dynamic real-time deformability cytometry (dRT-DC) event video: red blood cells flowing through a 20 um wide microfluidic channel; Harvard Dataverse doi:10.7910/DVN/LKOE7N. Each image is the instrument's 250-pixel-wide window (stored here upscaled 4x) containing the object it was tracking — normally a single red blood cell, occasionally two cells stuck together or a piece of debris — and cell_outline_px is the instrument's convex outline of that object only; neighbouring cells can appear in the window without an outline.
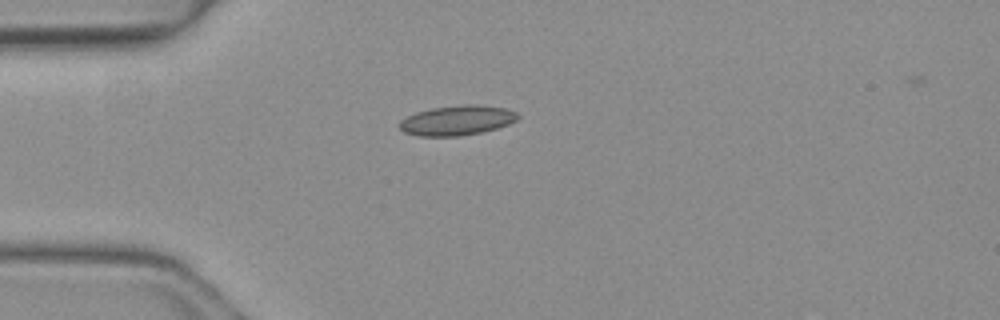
{"species": "common noctule bat (a hibernating species)", "species_latin": "Nyctalus noctula", "temperature_condition": "warm", "stored_images_in_passage": 28, "camera_frame_rate_fps": 3000, "um_per_image_px": 0.085, "animal": {"sex": "female", "body_mass_g": 19.3, "forearm_length_mm": 54.1}, "frame": {"image": 1, "passage_image": 1, "time_ms": 0.0, "image_size_px": [1000, 320], "cell_outline_px": [[520, 116], [516, 120], [508, 124], [484, 132], [460, 136], [420, 136], [404, 132], [400, 128], [400, 120], [416, 112], [432, 108], [464, 104], [480, 104], [504, 108], [516, 112]], "centroid_in_image_um": [38.86, 10.23], "position_along_channel_um": 46.1, "area_um2": 20.58}}
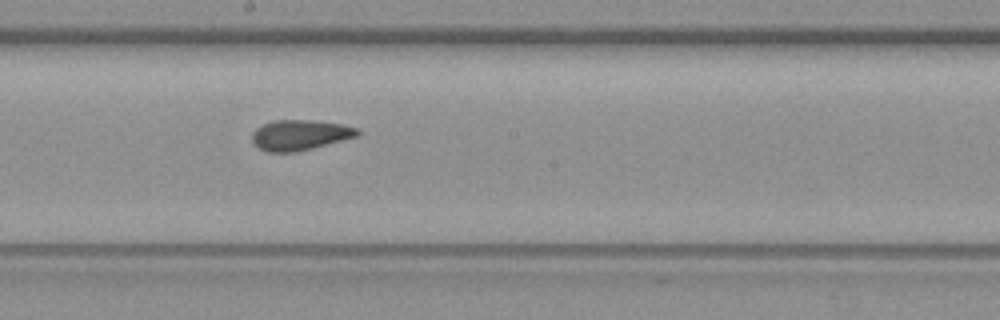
{"frame": {"image": 2, "passage_image": 15, "time_ms": 4.667, "image_size_px": [1000, 320], "cell_outline_px": [[360, 136], [312, 148], [292, 152], [264, 152], [252, 144], [252, 132], [256, 128], [264, 124], [276, 120], [308, 120], [340, 124], [360, 128]], "centroid_in_image_um": [25.49, 11.48], "position_along_channel_um": 222.7, "area_um2": 18.73}}
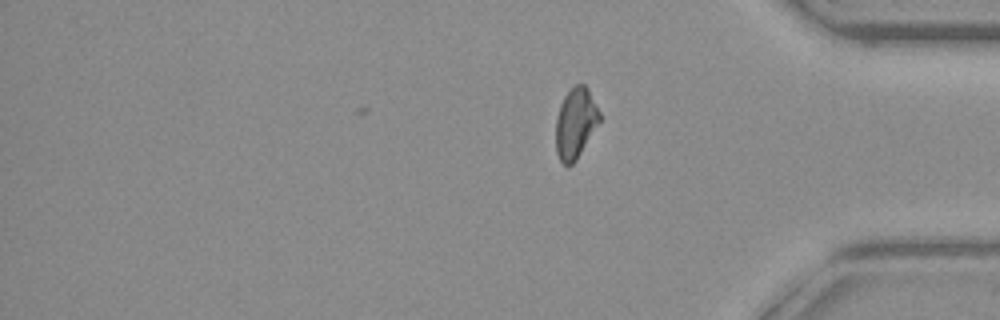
{"frame": {"image": 3, "passage_image": 28, "time_ms": 9.0, "image_size_px": [1000, 320], "cell_outline_px": [[600, 120], [576, 160], [568, 168], [560, 160], [556, 152], [556, 116], [560, 104], [564, 96], [576, 84], [584, 84], [588, 88], [600, 112]], "centroid_in_image_um": [48.9, 10.47], "position_along_channel_um": 386.3, "area_um2": 17.86}, "authors_computed_cell_mechanics": {"area_um2": 18.8139, "velocity_mm_per_s": 4.1503, "shape_relaxation_time_tau1_ms": 3.6508, "shape_relaxation_time_tau2_ms": 1.4848, "deformation_change_tau1": 0.1475, "deformation_change_tau2": 0.0893}}